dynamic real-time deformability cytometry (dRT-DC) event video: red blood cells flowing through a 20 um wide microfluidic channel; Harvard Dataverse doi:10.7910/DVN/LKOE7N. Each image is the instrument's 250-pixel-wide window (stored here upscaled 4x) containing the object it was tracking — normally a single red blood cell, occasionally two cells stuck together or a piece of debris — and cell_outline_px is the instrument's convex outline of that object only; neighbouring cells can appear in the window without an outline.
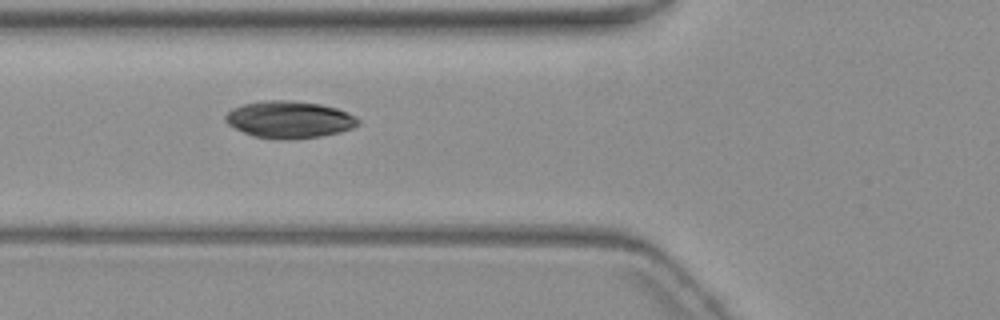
{"species": "common noctule bat (a hibernating species)", "species_latin": "Nyctalus noctula", "temperature_condition": "warm", "stored_images_in_passage": 3, "camera_frame_rate_fps": 3000, "um_per_image_px": 0.085, "animal": {"sex": "female", "body_mass_g": 19.3, "forearm_length_mm": 54.1}, "frame": {"image": 1, "passage_image": 2, "time_ms": 1.0, "image_size_px": [1000, 320], "cell_outline_px": [[360, 124], [352, 128], [340, 132], [320, 136], [288, 140], [280, 140], [252, 136], [228, 124], [224, 120], [224, 116], [232, 108], [244, 104], [264, 100], [292, 100], [320, 104], [336, 108], [348, 112], [356, 116], [360, 120]], "centroid_in_image_um": [24.6, 10.16], "position_along_channel_um": 101.2, "area_um2": 28.84}}
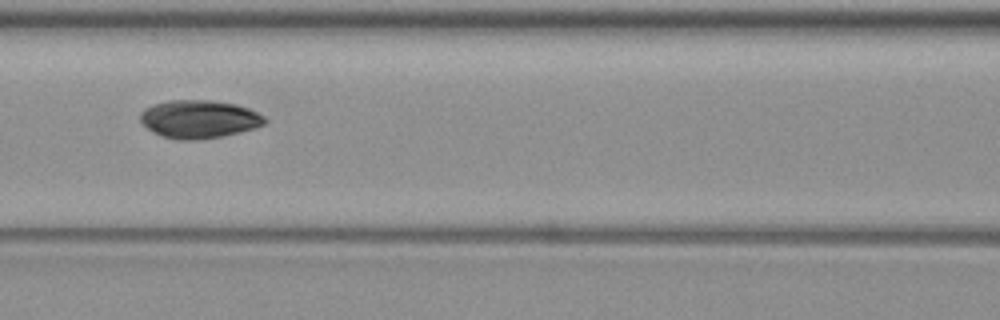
{"frame": {"image": 2, "passage_image": 3, "time_ms": 2.333, "image_size_px": [1000, 320], "cell_outline_px": [[268, 120], [264, 124], [256, 128], [224, 136], [196, 140], [176, 140], [160, 136], [152, 132], [140, 120], [140, 112], [144, 108], [152, 104], [168, 100], [212, 100], [236, 104], [248, 108], [264, 116]], "centroid_in_image_um": [16.91, 10.13], "position_along_channel_um": 149.7, "area_um2": 27.98}}